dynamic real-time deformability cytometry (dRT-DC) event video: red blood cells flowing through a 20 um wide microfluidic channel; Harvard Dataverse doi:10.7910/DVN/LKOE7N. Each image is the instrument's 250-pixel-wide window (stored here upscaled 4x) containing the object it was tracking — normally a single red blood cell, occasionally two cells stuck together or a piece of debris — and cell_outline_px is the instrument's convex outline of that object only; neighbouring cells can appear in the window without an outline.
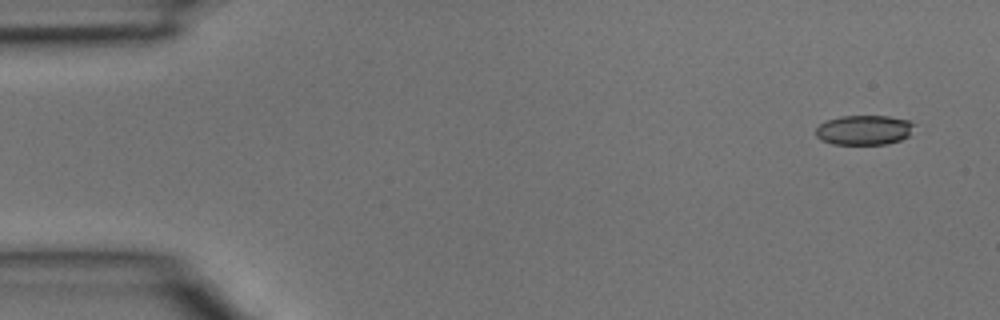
{"species": "common noctule bat (a hibernating species)", "species_latin": "Nyctalus noctula", "temperature_condition": "room temperature", "stored_images_in_passage": 4, "camera_frame_rate_fps": 3000, "um_per_image_px": 0.085, "animal": {"sex": "male", "body_mass_g": 15.6}, "frame": {"image": 1, "passage_image": 1, "time_ms": 0.0, "image_size_px": [1000, 320], "cell_outline_px": [[916, 124], [908, 136], [900, 140], [884, 144], [832, 144], [820, 140], [816, 136], [816, 128], [820, 124], [828, 120], [840, 116], [888, 116], [908, 120]], "centroid_in_image_um": [73.44, 11.05], "position_along_channel_um": 11.6, "area_um2": 17.05}}
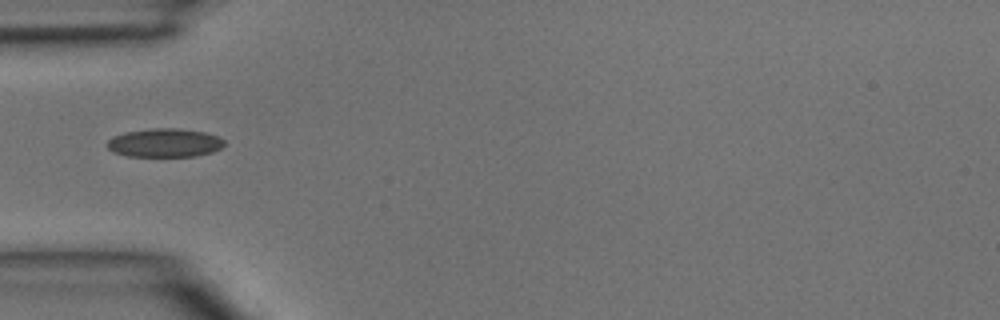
{"frame": {"image": 2, "passage_image": 4, "time_ms": 1.0, "image_size_px": [1000, 320], "cell_outline_px": [[224, 144], [220, 148], [212, 152], [196, 156], [128, 156], [112, 152], [108, 148], [108, 140], [112, 136], [124, 132], [152, 128], [180, 128], [204, 132], [216, 136], [224, 140]], "centroid_in_image_um": [13.97, 12.13], "position_along_channel_um": 71.0, "area_um2": 19.54}}